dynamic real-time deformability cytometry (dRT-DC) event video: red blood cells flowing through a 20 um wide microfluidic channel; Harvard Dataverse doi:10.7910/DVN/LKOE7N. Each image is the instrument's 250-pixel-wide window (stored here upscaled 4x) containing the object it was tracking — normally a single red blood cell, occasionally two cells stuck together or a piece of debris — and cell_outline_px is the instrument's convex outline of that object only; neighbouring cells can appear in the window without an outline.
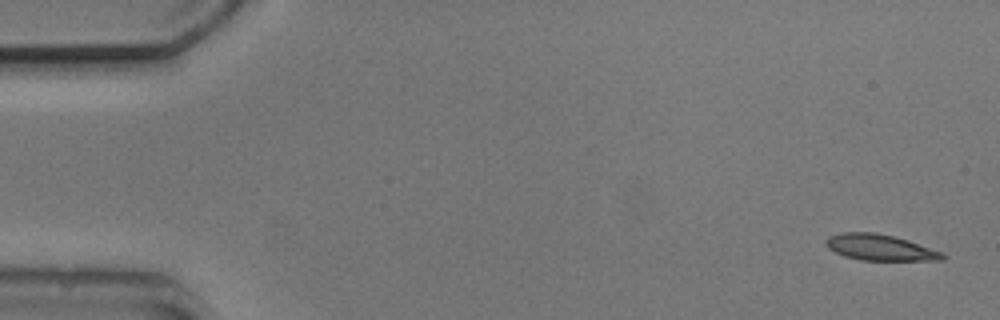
{"species": "common noctule bat (a hibernating species)", "species_latin": "Nyctalus noctula", "temperature_condition": "cold", "stored_images_in_passage": 5, "camera_frame_rate_fps": 3000, "um_per_image_px": 0.085, "animal": {"sex": "male", "body_mass_g": 20.5, "forearm_length_mm": 52.5}, "frame": {"image": 1, "passage_image": 1, "time_ms": 0.0, "image_size_px": [1000, 320], "cell_outline_px": [[948, 256], [944, 260], [860, 260], [844, 256], [828, 248], [824, 244], [824, 240], [828, 236], [840, 232], [876, 232], [908, 240], [944, 252]], "centroid_in_image_um": [74.8, 21.03], "position_along_channel_um": 10.2, "area_um2": 17.92}}
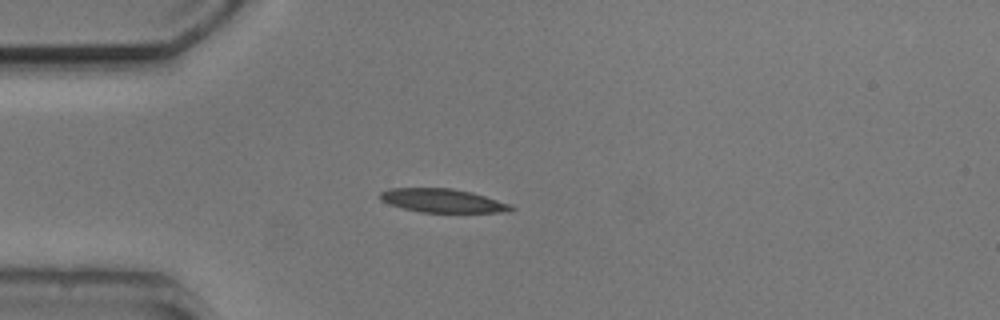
{"frame": {"image": 2, "passage_image": 4, "time_ms": 4.0, "image_size_px": [1000, 320], "cell_outline_px": [[516, 208], [508, 212], [420, 212], [388, 204], [380, 200], [380, 192], [388, 188], [452, 188], [472, 192], [512, 204]], "centroid_in_image_um": [37.63, 17.05], "position_along_channel_um": 47.4, "area_um2": 18.15}}